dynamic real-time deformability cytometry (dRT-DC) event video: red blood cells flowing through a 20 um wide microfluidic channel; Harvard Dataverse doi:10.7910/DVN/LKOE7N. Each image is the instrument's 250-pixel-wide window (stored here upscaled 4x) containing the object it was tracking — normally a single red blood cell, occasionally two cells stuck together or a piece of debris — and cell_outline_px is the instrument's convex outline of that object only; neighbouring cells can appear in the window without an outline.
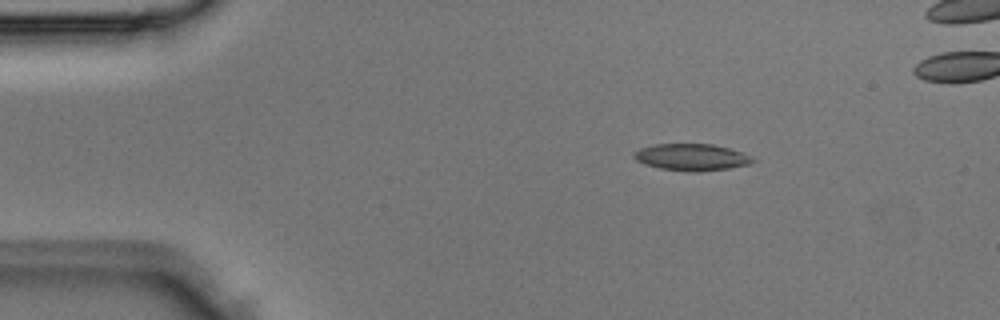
{"species": "Egyptian fruit bat (a non-hibernating species)", "species_latin": "Rousettus aegyptiacus", "temperature_condition": "room temperature", "stored_images_in_passage": 3, "camera_frame_rate_fps": 3000, "um_per_image_px": 0.085, "animal": {"sex": "male"}, "frame": {"image": 1, "passage_image": 2, "time_ms": 0.333, "image_size_px": [1000, 320], "cell_outline_px": [[756, 160], [752, 164], [728, 168], [700, 172], [688, 172], [660, 168], [644, 164], [636, 160], [632, 156], [640, 148], [652, 144], [712, 144], [728, 148], [752, 156]], "centroid_in_image_um": [58.79, 13.37], "position_along_channel_um": 26.2, "area_um2": 18.61}}